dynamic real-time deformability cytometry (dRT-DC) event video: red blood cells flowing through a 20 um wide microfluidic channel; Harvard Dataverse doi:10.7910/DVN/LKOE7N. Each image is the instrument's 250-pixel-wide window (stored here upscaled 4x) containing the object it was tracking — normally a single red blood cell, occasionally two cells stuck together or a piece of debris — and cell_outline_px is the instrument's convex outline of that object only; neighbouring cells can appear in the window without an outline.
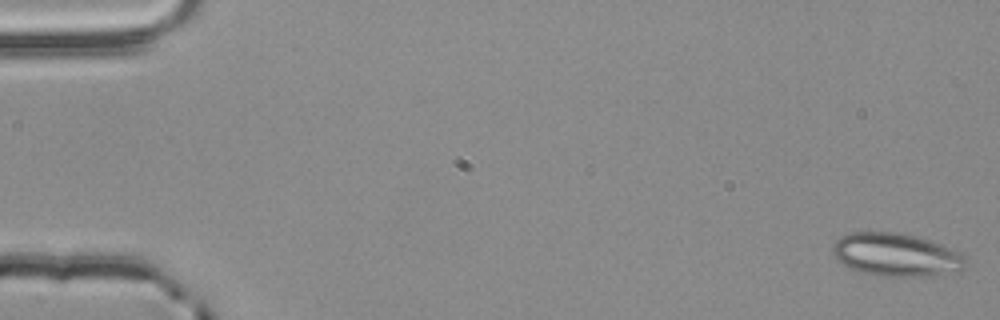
{"species": "common noctule bat (a hibernating species)", "species_latin": "Nyctalus noctula", "temperature_condition": "room temperature", "stored_images_in_passage": 54, "camera_frame_rate_fps": 3000, "um_per_image_px": 0.085, "animal": {"sex": "male", "body_mass_g": 20.4}, "frame": {"image": 1, "passage_image": 1, "time_ms": 0.0, "image_size_px": [1000, 320], "cell_outline_px": [[968, 264], [960, 272], [928, 276], [876, 276], [860, 272], [844, 264], [832, 252], [832, 244], [840, 236], [852, 232], [904, 232], [940, 244], [960, 252], [968, 260]], "centroid_in_image_um": [76.22, 21.66], "position_along_channel_um": 8.8, "area_um2": 33.7}}
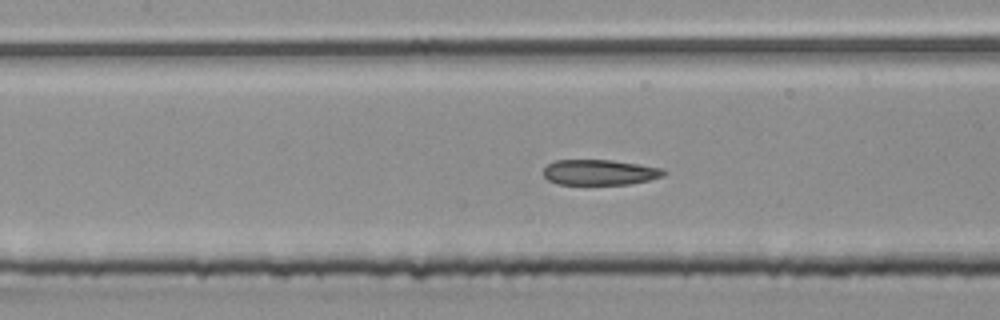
{"frame": {"image": 2, "passage_image": 25, "time_ms": 8.0, "image_size_px": [1000, 320], "cell_outline_px": [[668, 172], [664, 176], [648, 180], [628, 184], [556, 184], [548, 180], [544, 176], [544, 168], [548, 164], [556, 160], [612, 160], [664, 168]], "centroid_in_image_um": [51.0, 14.64], "position_along_channel_um": 156.4, "area_um2": 17.86}}
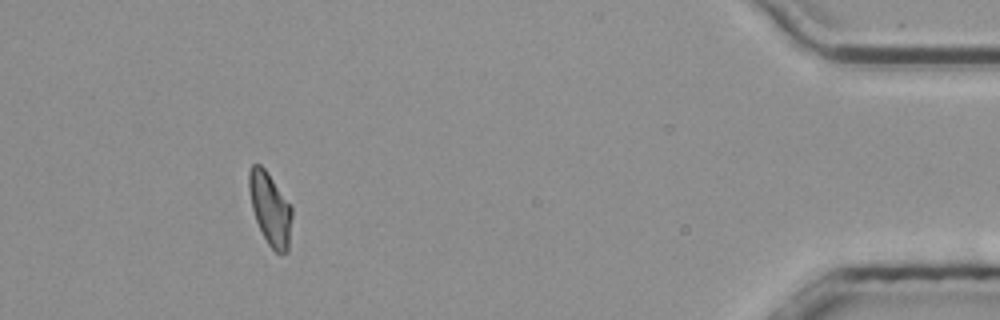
{"frame": {"image": 3, "passage_image": 50, "time_ms": 16.333, "image_size_px": [1000, 320], "cell_outline_px": [[292, 216], [288, 252], [280, 256], [268, 244], [256, 220], [252, 208], [248, 188], [248, 172], [252, 164], [260, 164], [268, 172], [292, 208]], "centroid_in_image_um": [22.96, 17.76], "position_along_channel_um": 412.2, "area_um2": 18.15}, "authors_computed_cell_mechanics": {"area_um2": 18.7272, "velocity_mm_per_s": 3.8556, "shape_relaxation_time_tau1_ms": null, "shape_relaxation_time_tau2_ms": 3.135, "deformation_change_tau1": null, "deformation_change_tau2": 0.0977}}